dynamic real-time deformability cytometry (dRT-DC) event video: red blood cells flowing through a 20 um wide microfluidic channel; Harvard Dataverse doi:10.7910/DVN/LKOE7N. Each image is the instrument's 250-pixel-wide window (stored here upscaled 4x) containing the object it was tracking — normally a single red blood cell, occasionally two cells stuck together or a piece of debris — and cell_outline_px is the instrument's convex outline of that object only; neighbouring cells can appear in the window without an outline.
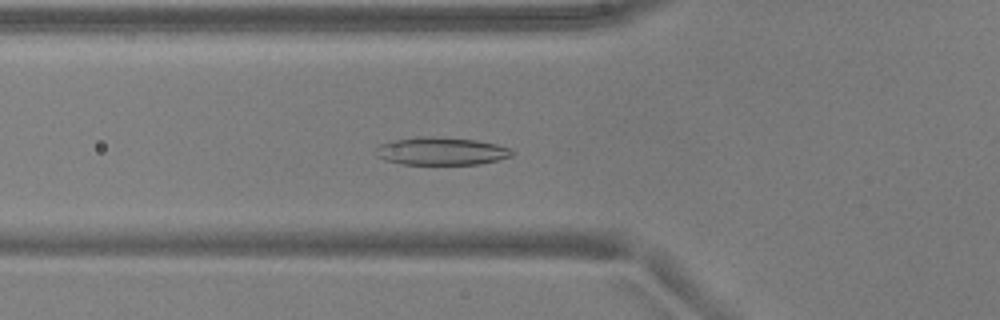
{"species": "common noctule bat (a hibernating species)", "species_latin": "Nyctalus noctula", "temperature_condition": "warm", "stored_images_in_passage": 51, "camera_frame_rate_fps": 3000, "um_per_image_px": 0.085, "animal": {"sex": "male", "body_mass_g": 17.9, "forearm_length_mm": 54.2}, "frame": {"image": 1, "passage_image": 18, "time_ms": 5.667, "image_size_px": [1000, 320], "cell_outline_px": [[516, 152], [512, 156], [480, 164], [400, 164], [384, 160], [376, 156], [376, 148], [380, 144], [392, 140], [420, 136], [428, 136], [476, 140], [496, 144], [512, 148]], "centroid_in_image_um": [37.5, 12.85], "position_along_channel_um": 88.3, "area_um2": 22.2}}
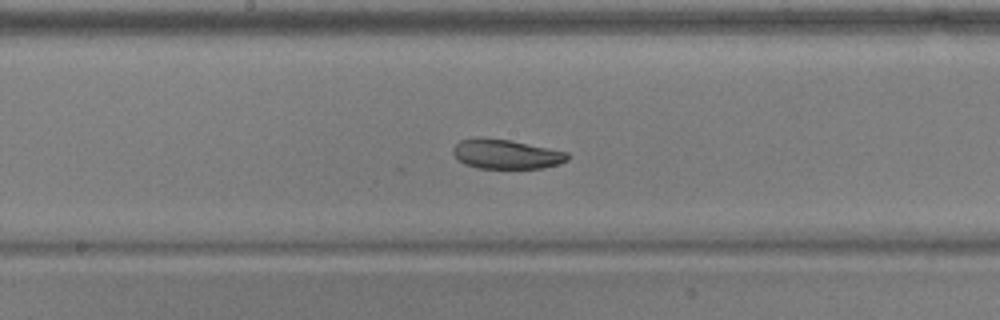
{"frame": {"image": 2, "passage_image": 27, "time_ms": 8.667, "image_size_px": [1000, 320], "cell_outline_px": [[568, 160], [556, 164], [540, 168], [476, 168], [464, 164], [452, 152], [452, 148], [460, 140], [480, 136], [512, 140], [568, 152]], "centroid_in_image_um": [42.98, 13.08], "position_along_channel_um": 205.2, "area_um2": 19.77}}
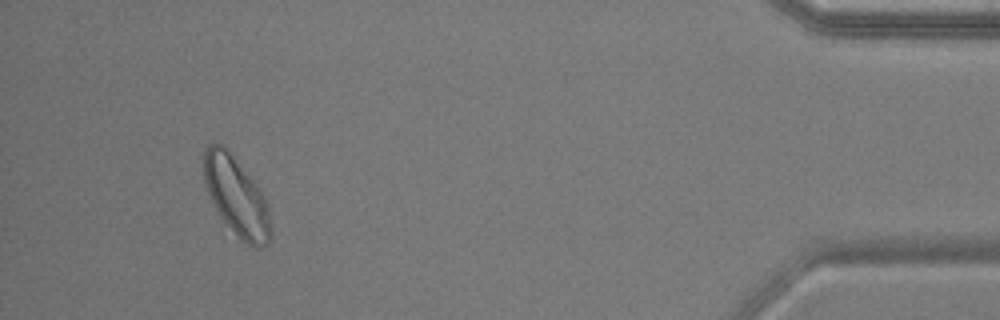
{"frame": {"image": 3, "passage_image": 48, "time_ms": 15.667, "image_size_px": [1000, 320], "cell_outline_px": [[272, 236], [268, 244], [260, 248], [256, 248], [240, 240], [224, 224], [208, 192], [204, 180], [204, 148], [208, 144], [216, 140], [224, 144], [232, 152], [260, 188], [268, 204], [272, 224]], "centroid_in_image_um": [20.12, 16.68], "position_along_channel_um": 415.1, "area_um2": 31.67}, "authors_computed_cell_mechanics": {"area_um2": 22.9466, "velocity_mm_per_s": 3.879, "shape_relaxation_time_tau1_ms": 4.8775, "shape_relaxation_time_tau2_ms": null, "deformation_change_tau1": 0.153, "deformation_change_tau2": null}}